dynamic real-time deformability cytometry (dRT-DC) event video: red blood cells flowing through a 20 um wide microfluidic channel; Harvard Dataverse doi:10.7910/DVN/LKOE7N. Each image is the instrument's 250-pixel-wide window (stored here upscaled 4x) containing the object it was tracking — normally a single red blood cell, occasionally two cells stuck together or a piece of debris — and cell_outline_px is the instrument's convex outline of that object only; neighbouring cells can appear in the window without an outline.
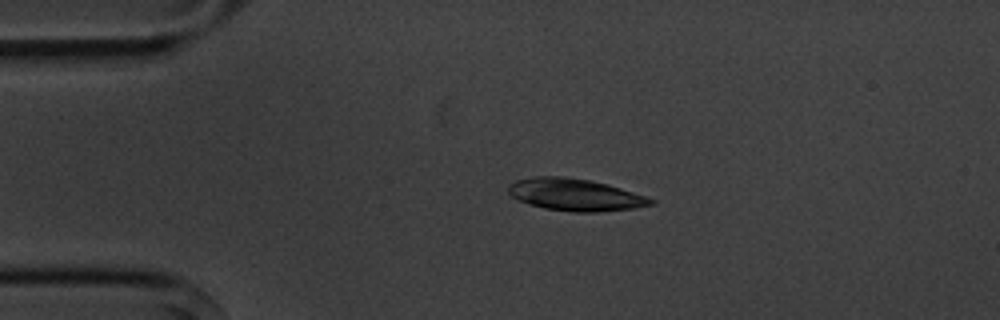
{"species": "common noctule bat (a hibernating species)", "species_latin": "Nyctalus noctula", "temperature_condition": "cold", "stored_images_in_passage": 4, "camera_frame_rate_fps": 3000, "um_per_image_px": 0.085, "animal": {"sex": "male", "body_mass_g": 20.1, "forearm_length_mm": 53.5}, "frame": {"image": 1, "passage_image": 3, "time_ms": 2.333, "image_size_px": [1000, 320], "cell_outline_px": [[656, 204], [636, 208], [600, 212], [572, 212], [544, 208], [528, 204], [512, 196], [508, 192], [508, 184], [516, 180], [532, 176], [564, 176], [588, 180], [608, 184], [656, 200]], "centroid_in_image_um": [48.88, 16.55], "position_along_channel_um": 36.1, "area_um2": 26.76}}